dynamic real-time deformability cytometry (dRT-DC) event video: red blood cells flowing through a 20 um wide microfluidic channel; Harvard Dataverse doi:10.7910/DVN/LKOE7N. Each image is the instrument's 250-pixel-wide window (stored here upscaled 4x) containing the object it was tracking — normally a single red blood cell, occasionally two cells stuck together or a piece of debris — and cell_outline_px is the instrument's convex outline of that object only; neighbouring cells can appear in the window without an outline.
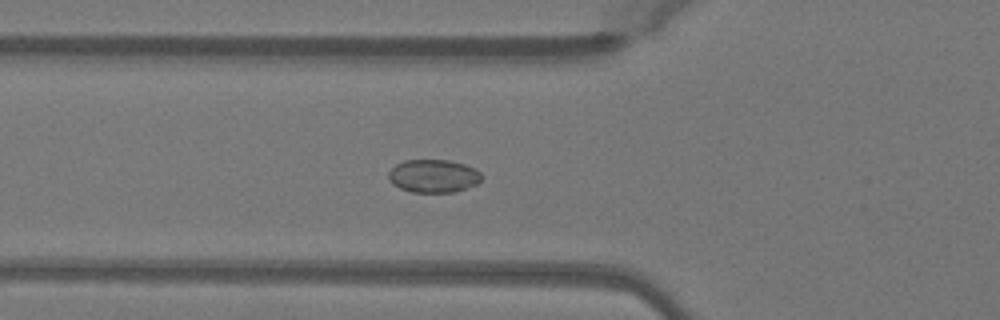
{"species": "Egyptian fruit bat (a non-hibernating species)", "species_latin": "Rousettus aegyptiacus", "temperature_condition": "warm", "stored_images_in_passage": 42, "segment_of_instrument_passage": [1, 2], "camera_frame_rate_fps": 3000, "um_per_image_px": 0.085, "animal": {"sex": "female"}, "frame": {"image": 1, "passage_image": 9, "time_ms": 2.667, "image_size_px": [1000, 320], "cell_outline_px": [[484, 176], [476, 184], [456, 192], [412, 192], [400, 188], [392, 184], [388, 180], [388, 172], [396, 164], [404, 160], [448, 160], [464, 164], [480, 172]], "centroid_in_image_um": [36.82, 14.96], "position_along_channel_um": 89.0, "area_um2": 17.98}}
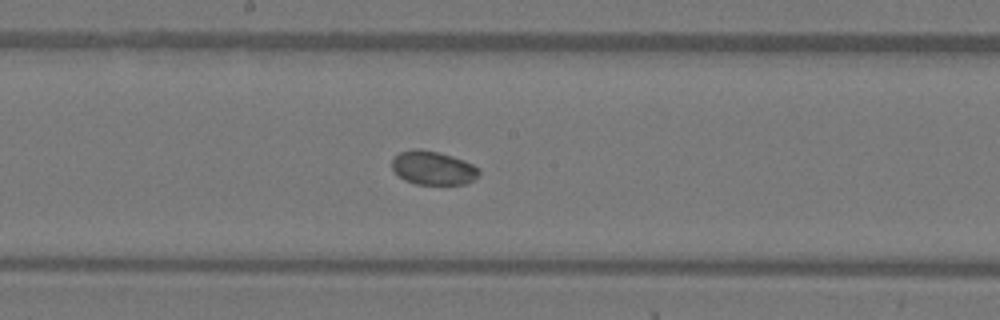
{"frame": {"image": 2, "passage_image": 18, "time_ms": 5.667, "image_size_px": [1000, 320], "cell_outline_px": [[480, 172], [472, 180], [464, 184], [416, 184], [404, 180], [392, 168], [392, 160], [400, 152], [412, 148], [420, 148], [440, 152], [464, 160], [480, 168]], "centroid_in_image_um": [36.8, 14.26], "position_along_channel_um": 211.4, "area_um2": 17.11}}
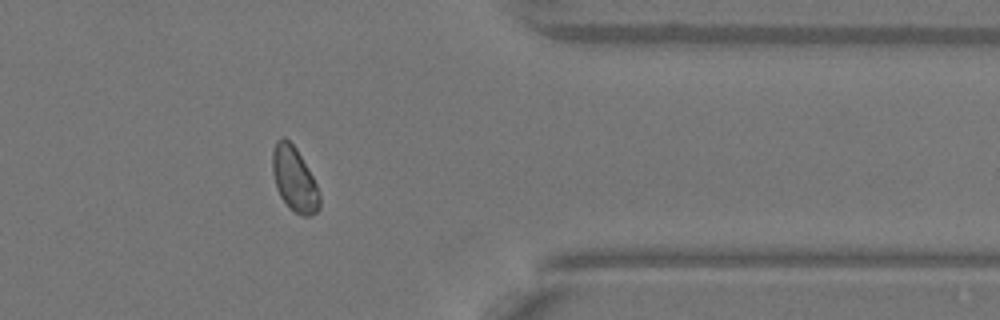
{"frame": {"image": 3, "passage_image": 32, "time_ms": 10.333, "image_size_px": [1000, 320], "cell_outline_px": [[320, 208], [312, 216], [304, 216], [288, 208], [280, 196], [276, 188], [272, 172], [272, 152], [276, 140], [284, 136], [296, 148], [312, 176], [320, 192]], "centroid_in_image_um": [25.01, 15.25], "position_along_channel_um": 386.4, "area_um2": 17.8}}